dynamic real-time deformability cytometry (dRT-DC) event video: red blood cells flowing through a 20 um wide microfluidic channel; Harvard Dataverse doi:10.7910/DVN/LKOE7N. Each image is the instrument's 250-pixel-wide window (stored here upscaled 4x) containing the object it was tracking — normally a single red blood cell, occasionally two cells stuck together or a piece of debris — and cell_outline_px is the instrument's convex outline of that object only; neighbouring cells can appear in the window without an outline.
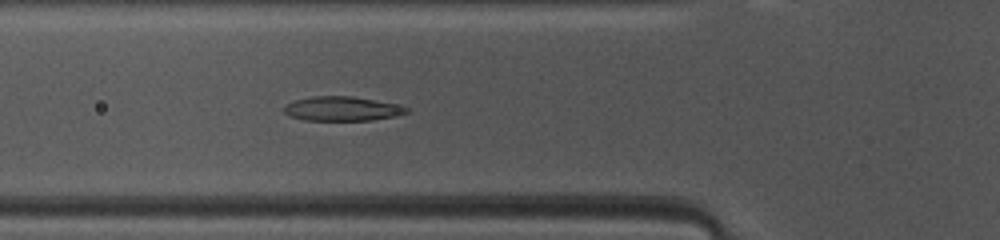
{"species": "common noctule bat (a hibernating species)", "species_latin": "Nyctalus noctula", "temperature_condition": "warm", "stored_images_in_passage": 41, "camera_frame_rate_fps": 3000, "um_per_image_px": 0.085, "animal": {"sex": "female", "body_mass_g": 10.0, "forearm_length_mm": 53.1}, "frame": {"image": 1, "passage_image": 9, "time_ms": 2.667, "image_size_px": [1000, 240], "cell_outline_px": [[408, 112], [400, 116], [372, 120], [304, 120], [288, 116], [284, 112], [284, 104], [296, 100], [312, 96], [352, 96], [392, 104], [408, 108]], "centroid_in_image_um": [29.03, 9.25], "position_along_channel_um": 96.8, "area_um2": 17.28}}
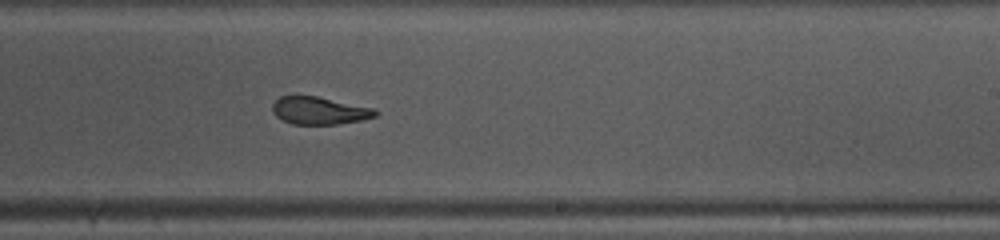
{"frame": {"image": 2, "passage_image": 21, "time_ms": 6.667, "image_size_px": [1000, 240], "cell_outline_px": [[380, 112], [376, 116], [360, 120], [336, 124], [292, 124], [276, 116], [272, 112], [272, 104], [280, 96], [316, 96], [372, 108]], "centroid_in_image_um": [27.12, 9.4], "position_along_channel_um": 261.9, "area_um2": 16.3}}
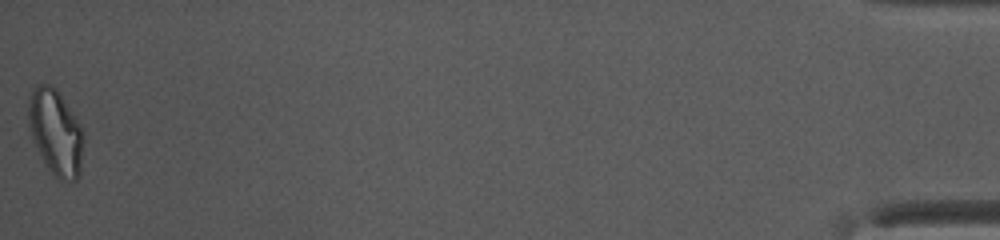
{"frame": {"image": 3, "passage_image": 41, "time_ms": 13.333, "image_size_px": [1000, 240], "cell_outline_px": [[84, 140], [80, 176], [76, 180], [60, 180], [52, 176], [32, 140], [28, 124], [28, 104], [32, 88], [36, 84], [48, 84], [56, 88], [84, 132]], "centroid_in_image_um": [4.72, 11.27], "position_along_channel_um": 430.5, "area_um2": 27.69}, "authors_computed_cell_mechanics": {"area_um2": 17.8024, "velocity_mm_per_s": 4.1184, "shape_relaxation_time_tau1_ms": 10.2679, "shape_relaxation_time_tau2_ms": 4.2441, "deformation_change_tau1": 0.285, "deformation_change_tau2": 0.0914}}